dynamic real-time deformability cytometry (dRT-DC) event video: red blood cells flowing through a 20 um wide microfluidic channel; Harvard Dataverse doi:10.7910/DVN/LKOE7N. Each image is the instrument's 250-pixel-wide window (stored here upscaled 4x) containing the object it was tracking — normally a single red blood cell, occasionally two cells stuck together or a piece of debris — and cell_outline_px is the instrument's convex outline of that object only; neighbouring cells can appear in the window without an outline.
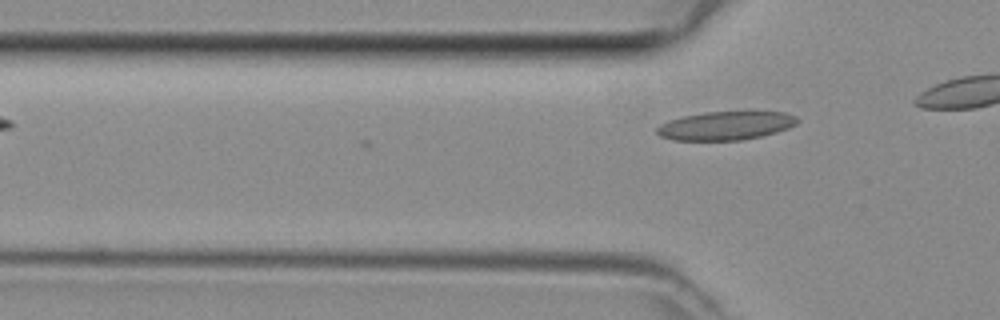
{"species": "common noctule bat (a hibernating species)", "species_latin": "Nyctalus noctula", "temperature_condition": "room temperature", "stored_images_in_passage": 2, "camera_frame_rate_fps": 3000, "um_per_image_px": 0.085, "animal": {"sex": "female", "body_mass_g": 29.2, "forearm_length_mm": 56.3}, "frame": {"image": 1, "passage_image": 2, "time_ms": 0.333, "image_size_px": [1000, 320], "cell_outline_px": [[800, 120], [796, 124], [788, 128], [776, 132], [760, 136], [740, 140], [672, 140], [660, 136], [656, 132], [656, 128], [660, 124], [668, 120], [684, 116], [704, 112], [784, 112], [796, 116]], "centroid_in_image_um": [61.67, 10.68], "position_along_channel_um": 64.1, "area_um2": 23.29}}